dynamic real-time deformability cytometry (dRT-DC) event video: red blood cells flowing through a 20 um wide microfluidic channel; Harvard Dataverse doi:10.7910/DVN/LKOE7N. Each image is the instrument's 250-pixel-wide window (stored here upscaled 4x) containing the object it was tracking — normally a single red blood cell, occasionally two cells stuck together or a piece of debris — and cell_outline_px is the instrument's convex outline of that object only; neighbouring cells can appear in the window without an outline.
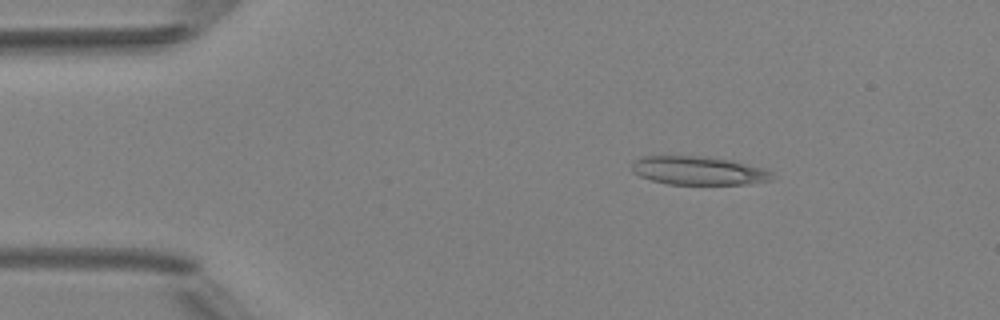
{"species": "Egyptian fruit bat (a non-hibernating species)", "species_latin": "Rousettus aegyptiacus", "temperature_condition": "room temperature", "stored_images_in_passage": 5, "camera_frame_rate_fps": 3000, "um_per_image_px": 0.085, "animal": {"sex": "female"}, "frame": {"image": 1, "passage_image": 3, "time_ms": 2.333, "image_size_px": [1000, 320], "cell_outline_px": [[772, 180], [748, 184], [668, 184], [652, 180], [640, 176], [632, 172], [632, 164], [640, 156], [700, 156], [732, 160], [768, 168], [772, 172]], "centroid_in_image_um": [59.41, 14.5], "position_along_channel_um": 25.6, "area_um2": 23.47}}
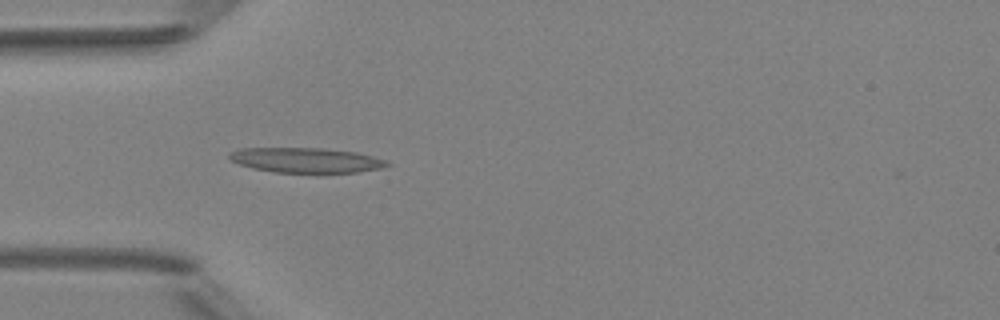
{"frame": {"image": 2, "passage_image": 5, "time_ms": 4.667, "image_size_px": [1000, 320], "cell_outline_px": [[392, 164], [380, 168], [356, 172], [276, 172], [252, 168], [228, 160], [228, 152], [240, 148], [320, 148], [356, 152], [372, 156], [384, 160]], "centroid_in_image_um": [25.94, 13.6], "position_along_channel_um": 59.1, "area_um2": 22.77}}